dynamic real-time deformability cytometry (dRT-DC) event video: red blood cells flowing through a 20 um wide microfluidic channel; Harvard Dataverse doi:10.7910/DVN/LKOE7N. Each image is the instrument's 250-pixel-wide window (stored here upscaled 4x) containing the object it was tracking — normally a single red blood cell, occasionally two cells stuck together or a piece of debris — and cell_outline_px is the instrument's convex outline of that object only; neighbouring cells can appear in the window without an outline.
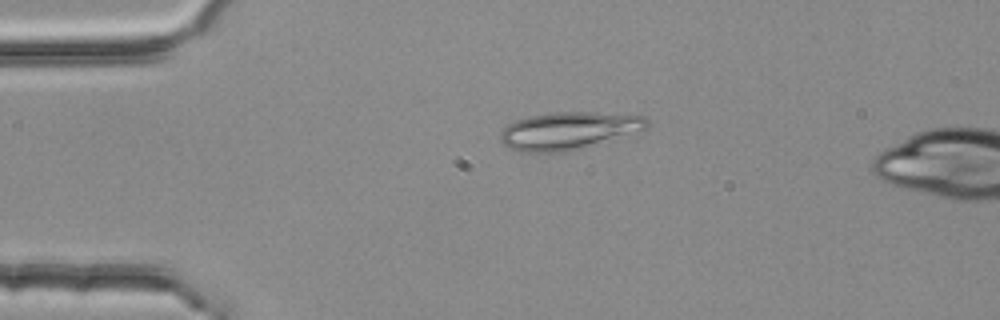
{"species": "common noctule bat (a hibernating species)", "species_latin": "Nyctalus noctula", "temperature_condition": "room temperature", "stored_images_in_passage": 2, "camera_frame_rate_fps": 3000, "um_per_image_px": 0.085, "animal": {"sex": "female", "body_mass_g": 25.1}, "frame": {"image": 1, "passage_image": 1, "time_ms": 0.0, "image_size_px": [1000, 320], "cell_outline_px": [[648, 128], [564, 152], [528, 152], [508, 148], [500, 140], [500, 132], [508, 124], [516, 120], [528, 116], [552, 112], [596, 112], [644, 116], [648, 120]], "centroid_in_image_um": [48.27, 11.09], "position_along_channel_um": 36.7, "area_um2": 31.5}}